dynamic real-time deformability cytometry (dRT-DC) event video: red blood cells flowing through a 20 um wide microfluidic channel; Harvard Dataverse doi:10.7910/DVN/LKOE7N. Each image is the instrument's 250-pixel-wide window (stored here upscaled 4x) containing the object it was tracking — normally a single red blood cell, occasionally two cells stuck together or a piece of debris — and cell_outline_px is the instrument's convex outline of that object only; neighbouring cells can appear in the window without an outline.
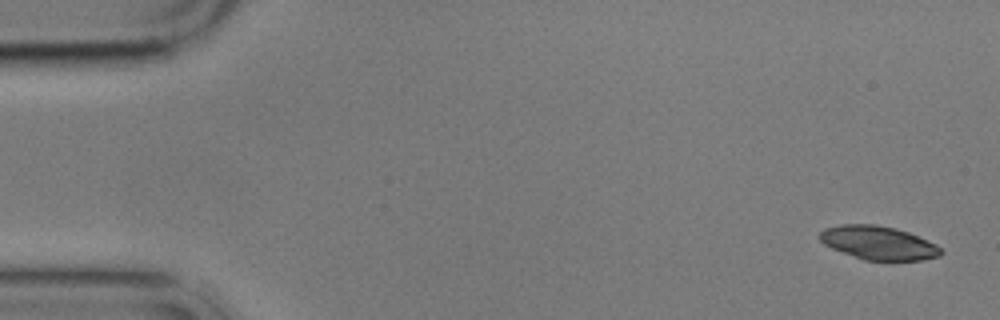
{"species": "common noctule bat (a hibernating species)", "species_latin": "Nyctalus noctula", "temperature_condition": "cold", "stored_images_in_passage": 6, "camera_frame_rate_fps": 3000, "um_per_image_px": 0.085, "animal": {"sex": "male", "body_mass_g": 17.9}, "frame": {"image": 1, "passage_image": 1, "time_ms": 0.0, "image_size_px": [1000, 320], "cell_outline_px": [[944, 252], [940, 256], [920, 260], [864, 260], [832, 248], [824, 244], [816, 236], [824, 228], [840, 224], [876, 224], [896, 228], [908, 232], [936, 244]], "centroid_in_image_um": [74.64, 20.63], "position_along_channel_um": 10.4, "area_um2": 23.76}}